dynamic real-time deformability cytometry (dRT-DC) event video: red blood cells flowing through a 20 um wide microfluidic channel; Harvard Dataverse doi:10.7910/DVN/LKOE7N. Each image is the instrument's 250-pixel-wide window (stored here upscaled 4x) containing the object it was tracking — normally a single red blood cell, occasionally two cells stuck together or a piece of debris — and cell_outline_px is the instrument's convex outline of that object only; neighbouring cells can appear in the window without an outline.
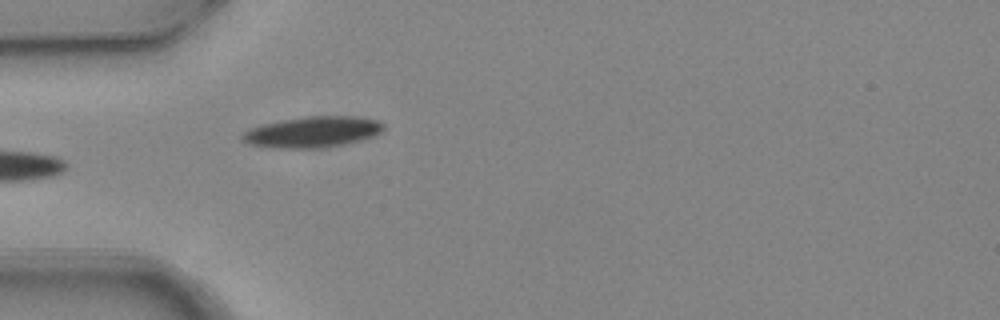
{"species": "common noctule bat (a hibernating species)", "species_latin": "Nyctalus noctula", "temperature_condition": "warm", "stored_images_in_passage": 4, "camera_frame_rate_fps": 3000, "um_per_image_px": 0.085, "animal": {"sex": "female", "body_mass_g": 24.6, "forearm_length_mm": 56.2}, "frame": {"image": 1, "passage_image": 4, "time_ms": 1.0, "image_size_px": [1000, 320], "cell_outline_px": [[384, 128], [380, 132], [372, 136], [360, 140], [344, 144], [324, 148], [272, 148], [248, 144], [240, 140], [240, 136], [248, 128], [260, 124], [280, 120], [308, 116], [352, 116], [376, 120], [384, 124]], "centroid_in_image_um": [26.48, 11.22], "position_along_channel_um": 58.5, "area_um2": 25.66}}